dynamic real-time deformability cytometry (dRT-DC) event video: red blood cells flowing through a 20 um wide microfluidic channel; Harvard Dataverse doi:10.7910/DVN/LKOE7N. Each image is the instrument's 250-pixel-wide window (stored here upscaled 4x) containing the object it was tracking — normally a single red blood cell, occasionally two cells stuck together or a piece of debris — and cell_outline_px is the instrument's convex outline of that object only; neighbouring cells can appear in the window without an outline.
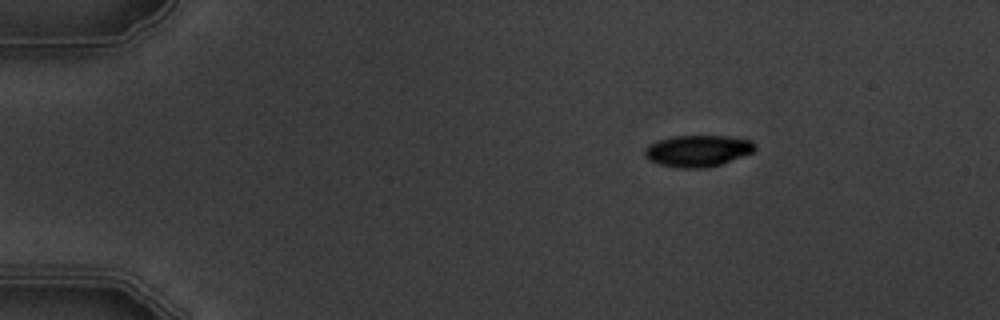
{"species": "common noctule bat (a hibernating species)", "species_latin": "Nyctalus noctula", "temperature_condition": "warm", "stored_images_in_passage": 5, "camera_frame_rate_fps": 3000, "um_per_image_px": 0.085, "animal": {"sex": "male", "body_mass_g": 19.5, "forearm_length_mm": 54.6}, "frame": {"image": 1, "passage_image": 3, "time_ms": 2.333, "image_size_px": [1000, 320], "cell_outline_px": [[756, 148], [752, 152], [720, 164], [708, 168], [676, 168], [660, 164], [644, 156], [644, 148], [648, 144], [656, 140], [672, 136], [728, 136], [752, 140], [756, 144]], "centroid_in_image_um": [59.29, 12.81], "position_along_channel_um": 25.7, "area_um2": 20.35}}